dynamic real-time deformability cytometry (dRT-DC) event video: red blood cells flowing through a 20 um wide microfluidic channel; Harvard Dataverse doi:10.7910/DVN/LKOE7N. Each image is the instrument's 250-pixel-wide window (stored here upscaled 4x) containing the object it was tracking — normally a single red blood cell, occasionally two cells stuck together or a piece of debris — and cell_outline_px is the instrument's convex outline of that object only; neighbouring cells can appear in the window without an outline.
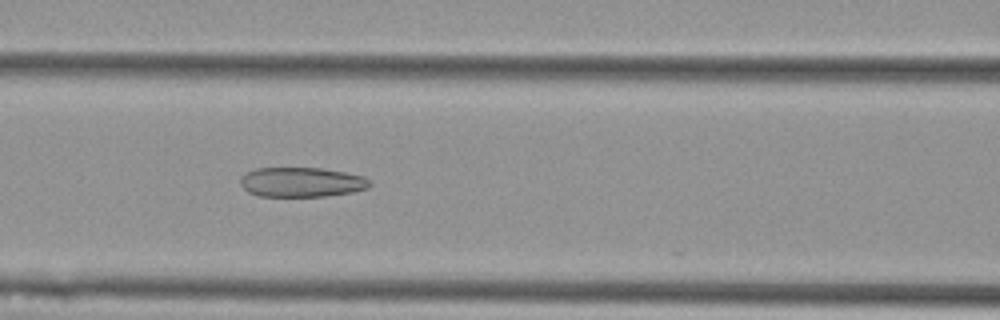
{"species": "Egyptian fruit bat (a non-hibernating species)", "species_latin": "Rousettus aegyptiacus", "temperature_condition": "cold", "stored_images_in_passage": 46, "camera_frame_rate_fps": 3000, "um_per_image_px": 0.085, "animal": {"sex": "female"}, "frame": {"image": 1, "passage_image": 15, "time_ms": 4.667, "image_size_px": [1000, 320], "cell_outline_px": [[372, 184], [368, 188], [352, 192], [324, 196], [260, 196], [248, 192], [240, 184], [240, 180], [244, 172], [256, 168], [324, 168], [364, 176]], "centroid_in_image_um": [25.62, 15.47], "position_along_channel_um": 141.0, "area_um2": 22.43}}
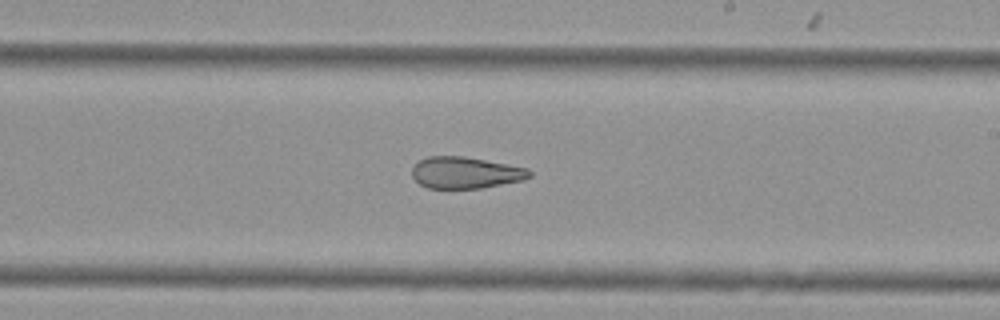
{"frame": {"image": 2, "passage_image": 24, "time_ms": 7.667, "image_size_px": [1000, 320], "cell_outline_px": [[532, 176], [524, 180], [480, 188], [428, 188], [420, 184], [412, 176], [412, 168], [420, 160], [428, 156], [464, 156], [528, 168], [532, 172]], "centroid_in_image_um": [39.58, 14.67], "position_along_channel_um": 249.4, "area_um2": 21.56}}
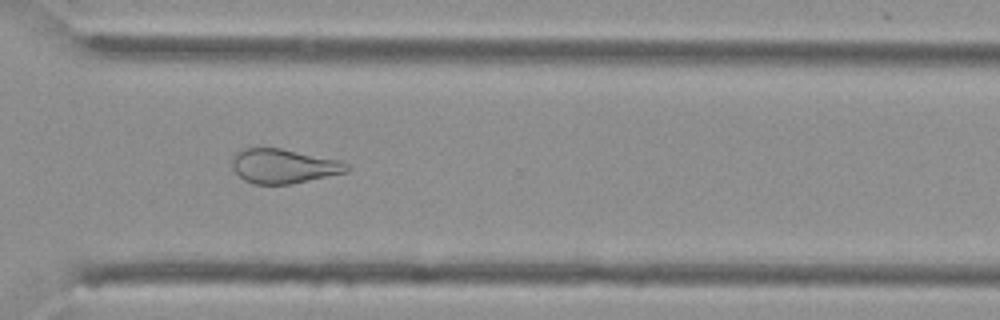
{"frame": {"image": 3, "passage_image": 32, "time_ms": 10.333, "image_size_px": [1000, 320], "cell_outline_px": [[352, 168], [348, 172], [292, 184], [256, 184], [244, 180], [232, 168], [232, 160], [236, 152], [244, 148], [280, 148], [340, 160], [348, 164]], "centroid_in_image_um": [24.14, 14.12], "position_along_channel_um": 346.5, "area_um2": 23.06}, "authors_computed_cell_mechanics": {"area_um2": 24.854, "velocity_mm_per_s": 3.6361, "shape_relaxation_time_tau1_ms": null, "shape_relaxation_time_tau2_ms": 3.2364, "deformation_change_tau1": null, "deformation_change_tau2": 0.117}}